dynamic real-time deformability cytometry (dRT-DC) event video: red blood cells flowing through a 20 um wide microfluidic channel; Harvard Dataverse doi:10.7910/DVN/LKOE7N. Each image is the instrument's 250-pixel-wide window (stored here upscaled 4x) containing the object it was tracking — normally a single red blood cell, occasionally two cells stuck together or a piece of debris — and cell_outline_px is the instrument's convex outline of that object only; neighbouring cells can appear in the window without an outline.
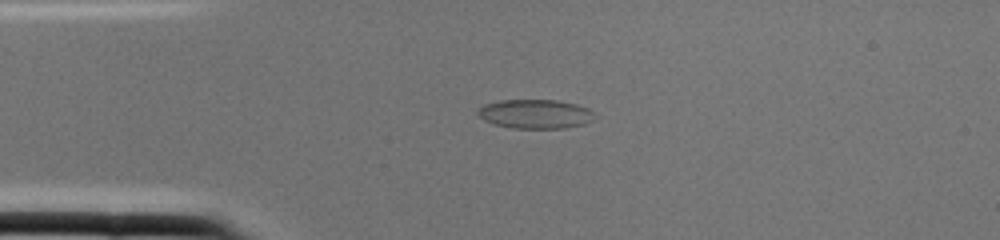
{"species": "common noctule bat (a hibernating species)", "species_latin": "Nyctalus noctula", "temperature_condition": "cold", "stored_images_in_passage": 1, "camera_frame_rate_fps": 3000, "um_per_image_px": 0.085, "animal": {"sex": "female", "body_mass_g": 22.0, "forearm_length_mm": 56.7}, "frame": {"image": 1, "passage_image": 1, "time_ms": 0.0, "image_size_px": [1000, 240], "cell_outline_px": [[596, 116], [592, 120], [584, 124], [568, 128], [512, 128], [492, 124], [484, 120], [476, 112], [476, 108], [484, 104], [500, 100], [560, 100], [576, 104], [588, 108]], "centroid_in_image_um": [45.48, 9.68], "position_along_channel_um": 39.5, "area_um2": 20.06}}